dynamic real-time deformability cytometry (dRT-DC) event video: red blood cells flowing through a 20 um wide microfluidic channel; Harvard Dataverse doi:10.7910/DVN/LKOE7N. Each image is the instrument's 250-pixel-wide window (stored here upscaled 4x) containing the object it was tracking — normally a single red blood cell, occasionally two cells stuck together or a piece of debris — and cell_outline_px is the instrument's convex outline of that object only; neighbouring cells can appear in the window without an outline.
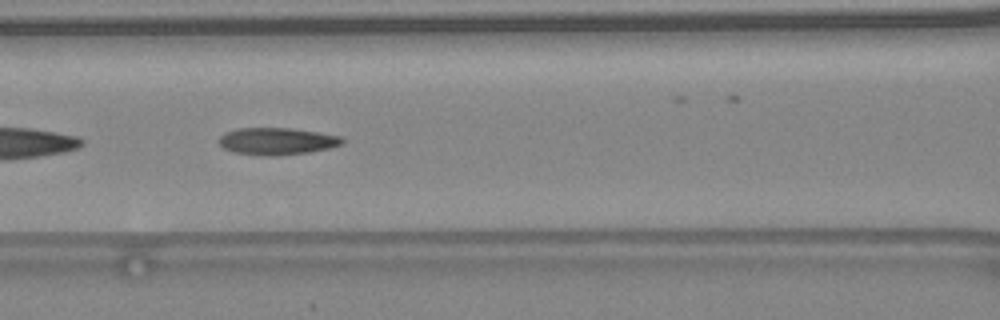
{"species": "common noctule bat (a hibernating species)", "species_latin": "Nyctalus noctula", "temperature_condition": "warm", "stored_images_in_passage": 41, "camera_frame_rate_fps": 3000, "um_per_image_px": 0.085, "animal": {"sex": "female", "body_mass_g": 24.6, "forearm_length_mm": 56.2}, "frame": {"image": 1, "passage_image": 24, "time_ms": 7.667, "image_size_px": [1000, 320], "cell_outline_px": [[344, 144], [328, 148], [308, 152], [280, 156], [264, 156], [232, 152], [224, 148], [216, 140], [224, 132], [236, 128], [292, 128], [340, 136], [344, 140]], "centroid_in_image_um": [23.49, 12.01], "position_along_channel_um": 143.1, "area_um2": 19.65}}